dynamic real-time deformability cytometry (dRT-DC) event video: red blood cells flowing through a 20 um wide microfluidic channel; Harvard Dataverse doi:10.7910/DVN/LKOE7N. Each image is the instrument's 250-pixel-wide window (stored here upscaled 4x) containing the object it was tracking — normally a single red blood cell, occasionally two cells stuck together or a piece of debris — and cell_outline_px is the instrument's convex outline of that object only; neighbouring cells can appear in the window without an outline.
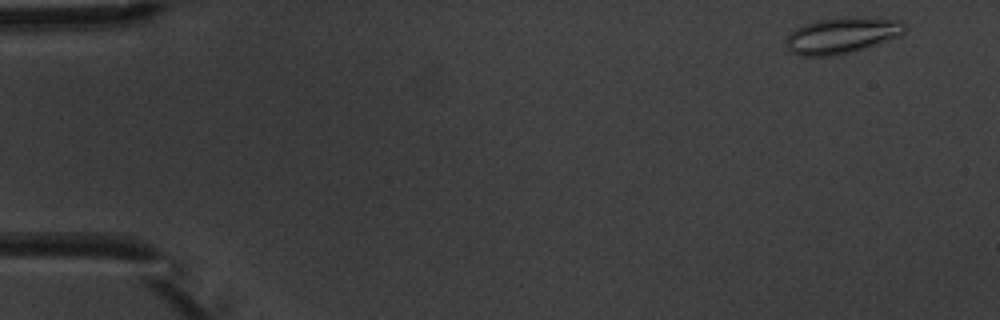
{"species": "common noctule bat (a hibernating species)", "species_latin": "Nyctalus noctula", "temperature_condition": "warm", "stored_images_in_passage": 4, "camera_frame_rate_fps": 3000, "um_per_image_px": 0.085, "animal": {"sex": "male", "body_mass_g": 20.1, "forearm_length_mm": 53.5}, "frame": {"image": 1, "passage_image": 1, "time_ms": 0.0, "image_size_px": [1000, 320], "cell_outline_px": [[904, 32], [900, 36], [876, 44], [836, 56], [800, 56], [792, 52], [784, 44], [784, 40], [796, 28], [804, 24], [816, 20], [844, 16], [860, 16], [900, 20], [904, 24]], "centroid_in_image_um": [71.54, 2.99], "position_along_channel_um": 13.5, "area_um2": 25.14}}
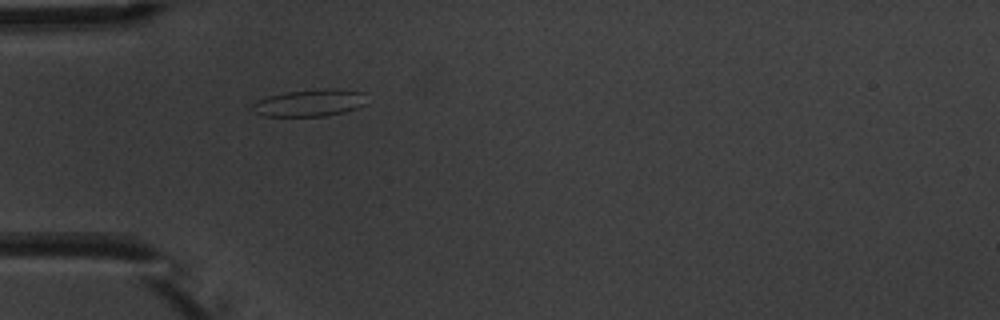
{"frame": {"image": 2, "passage_image": 4, "time_ms": 4.333, "image_size_px": [1000, 320], "cell_outline_px": [[364, 104], [356, 108], [344, 112], [324, 116], [264, 116], [256, 112], [252, 108], [252, 104], [268, 96], [284, 92], [316, 88], [336, 88], [364, 92]], "centroid_in_image_um": [26.33, 8.72], "position_along_channel_um": 58.7, "area_um2": 18.03}}